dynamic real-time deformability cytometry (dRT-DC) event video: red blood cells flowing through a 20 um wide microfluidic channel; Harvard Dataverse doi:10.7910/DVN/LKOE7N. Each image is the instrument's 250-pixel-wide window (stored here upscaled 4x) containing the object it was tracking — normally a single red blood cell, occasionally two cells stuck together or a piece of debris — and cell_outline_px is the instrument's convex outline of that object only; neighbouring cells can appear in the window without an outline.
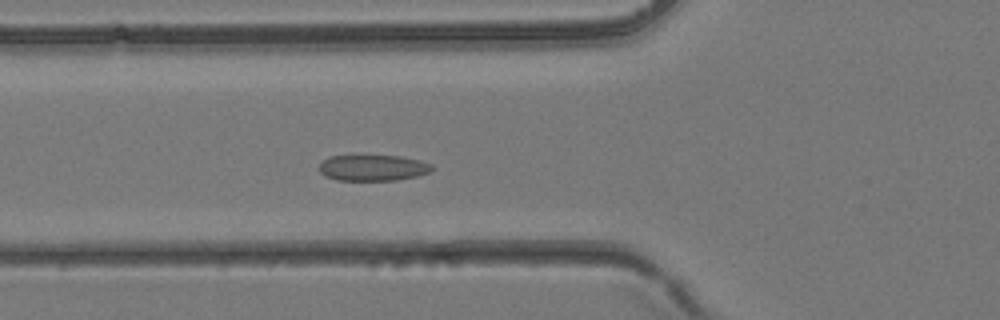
{"species": "common noctule bat (a hibernating species)", "species_latin": "Nyctalus noctula", "temperature_condition": "room temperature", "stored_images_in_passage": 39, "camera_frame_rate_fps": 3000, "um_per_image_px": 0.085, "animal": {"sex": "female", "body_mass_g": 24.6, "forearm_length_mm": 56.2}, "frame": {"image": 1, "passage_image": 14, "time_ms": 4.333, "image_size_px": [1000, 320], "cell_outline_px": [[432, 168], [428, 172], [416, 176], [396, 180], [336, 180], [324, 176], [320, 172], [320, 164], [328, 156], [400, 156], [420, 160], [432, 164]], "centroid_in_image_um": [31.68, 14.26], "position_along_channel_um": 94.1, "area_um2": 16.94}}
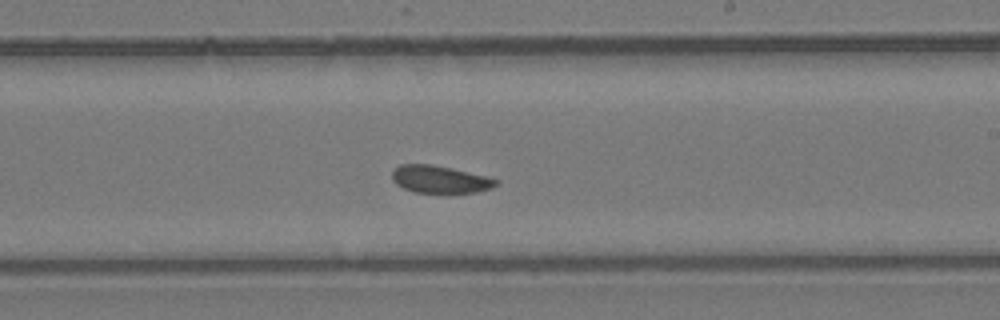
{"frame": {"image": 2, "passage_image": 23, "time_ms": 7.333, "image_size_px": [1000, 320], "cell_outline_px": [[500, 180], [492, 188], [476, 192], [412, 192], [396, 184], [392, 180], [392, 172], [400, 164], [432, 164], [488, 176]], "centroid_in_image_um": [37.39, 15.23], "position_along_channel_um": 251.6, "area_um2": 16.53}}
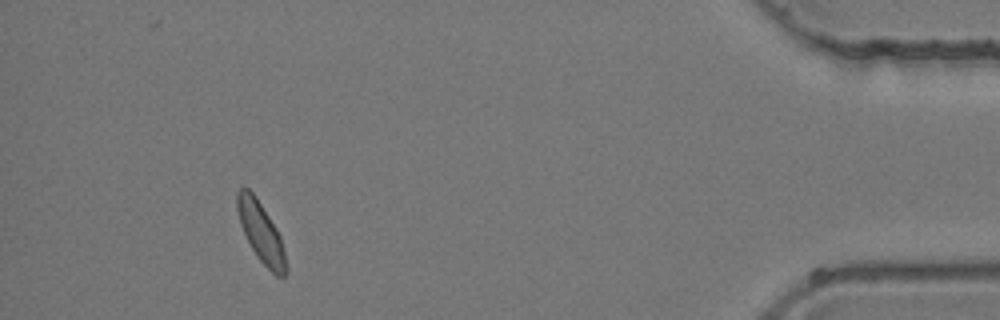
{"frame": {"image": 3, "passage_image": 36, "time_ms": 11.667, "image_size_px": [1000, 320], "cell_outline_px": [[288, 272], [284, 276], [276, 276], [256, 256], [240, 224], [236, 208], [236, 192], [240, 188], [248, 188], [256, 196], [276, 228], [280, 236], [288, 268]], "centroid_in_image_um": [22.18, 19.74], "position_along_channel_um": 413.0, "area_um2": 16.94}}